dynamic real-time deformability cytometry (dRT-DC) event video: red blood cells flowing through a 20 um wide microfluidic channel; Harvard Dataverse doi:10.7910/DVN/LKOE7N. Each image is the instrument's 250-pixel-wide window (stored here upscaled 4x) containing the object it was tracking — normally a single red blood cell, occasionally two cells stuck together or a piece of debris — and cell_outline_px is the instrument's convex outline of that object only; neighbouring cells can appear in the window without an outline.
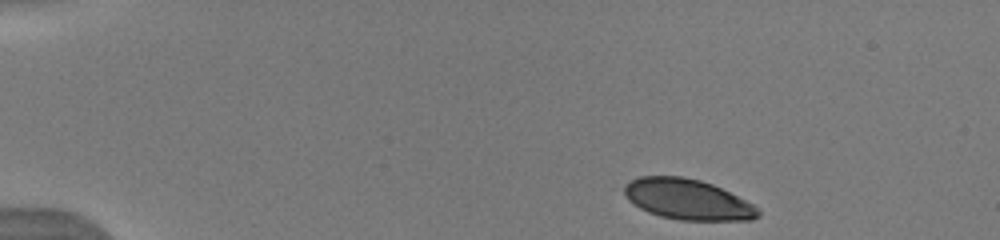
{"species": "human", "species_latin": "Homo sapiens", "temperature_condition": "warm", "stored_images_in_passage": 11, "camera_frame_rate_fps": 3000, "um_per_image_px": 0.085, "donor": {"sex": "male"}, "frame": {"image": 1, "passage_image": 1, "time_ms": 0.0, "image_size_px": [1000, 240], "cell_outline_px": [[760, 216], [752, 220], [680, 220], [660, 216], [648, 212], [632, 204], [628, 200], [624, 192], [624, 184], [628, 180], [640, 176], [684, 176], [700, 180], [712, 184], [752, 204], [760, 212]], "centroid_in_image_um": [58.39, 16.94], "position_along_channel_um": 26.6, "area_um2": 31.56}}
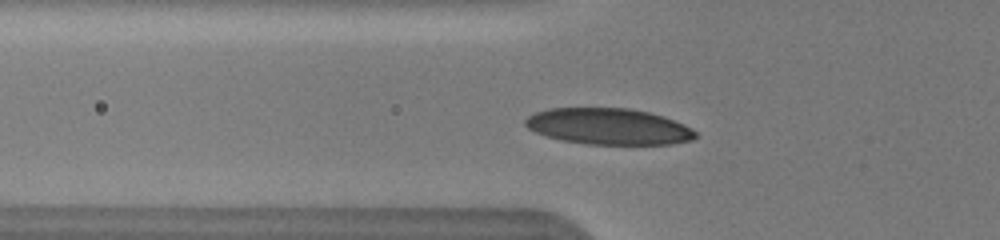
{"frame": {"image": 2, "passage_image": 7, "time_ms": 3.667, "image_size_px": [1000, 240], "cell_outline_px": [[696, 136], [692, 140], [672, 144], [588, 144], [560, 140], [536, 132], [528, 128], [524, 124], [524, 120], [528, 116], [536, 112], [548, 108], [628, 108], [648, 112], [664, 116], [684, 124], [692, 128], [696, 132]], "centroid_in_image_um": [51.73, 10.74], "position_along_channel_um": 74.1, "area_um2": 35.95}}